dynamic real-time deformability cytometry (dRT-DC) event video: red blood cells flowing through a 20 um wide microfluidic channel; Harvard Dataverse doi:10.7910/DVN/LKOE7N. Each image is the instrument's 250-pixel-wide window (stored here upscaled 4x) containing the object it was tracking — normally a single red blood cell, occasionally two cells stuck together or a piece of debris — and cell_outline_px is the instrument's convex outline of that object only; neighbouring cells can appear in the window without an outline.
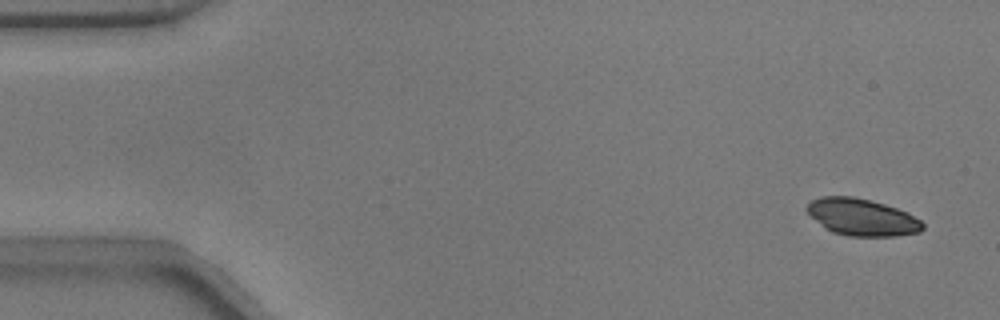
{"species": "common noctule bat (a hibernating species)", "species_latin": "Nyctalus noctula", "temperature_condition": "warm", "stored_images_in_passage": 51, "camera_frame_rate_fps": 3000, "um_per_image_px": 0.085, "animal": {"sex": "male", "body_mass_g": 17.9}, "frame": {"image": 1, "passage_image": 1, "time_ms": 0.0, "image_size_px": [1000, 320], "cell_outline_px": [[924, 228], [920, 232], [896, 236], [848, 236], [832, 232], [824, 228], [804, 208], [812, 200], [820, 196], [852, 196], [884, 204], [908, 212], [920, 220], [924, 224]], "centroid_in_image_um": [73.27, 18.46], "position_along_channel_um": 11.7, "area_um2": 24.91}}
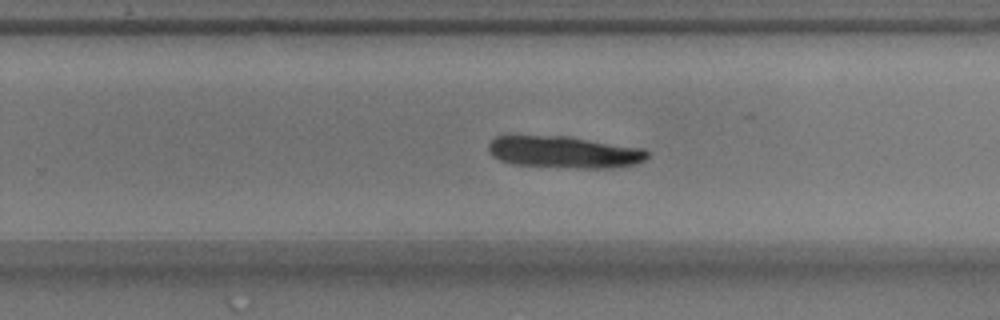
{"frame": {"image": 2, "passage_image": 32, "time_ms": 10.333, "image_size_px": [1000, 320], "cell_outline_px": [[648, 156], [644, 160], [636, 164], [612, 168], [576, 168], [512, 164], [500, 160], [492, 156], [488, 152], [488, 144], [496, 136], [568, 136], [644, 148], [648, 152]], "centroid_in_image_um": [47.96, 12.93], "position_along_channel_um": 281.8, "area_um2": 29.65}}
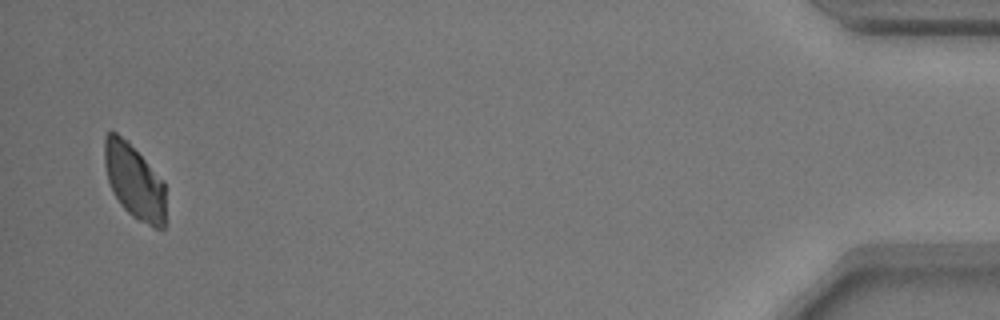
{"frame": {"image": 3, "passage_image": 50, "time_ms": 16.333, "image_size_px": [1000, 320], "cell_outline_px": [[164, 228], [156, 228], [132, 216], [120, 204], [112, 192], [108, 180], [104, 164], [104, 136], [112, 128], [128, 140], [164, 180]], "centroid_in_image_um": [11.38, 15.34], "position_along_channel_um": 423.8, "area_um2": 26.93}, "authors_computed_cell_mechanics": {"area_um2": 29.1312, "velocity_mm_per_s": 3.7801, "shape_relaxation_time_tau1_ms": 5.9942, "shape_relaxation_time_tau2_ms": null, "deformation_change_tau1": 0.0833, "deformation_change_tau2": null}}